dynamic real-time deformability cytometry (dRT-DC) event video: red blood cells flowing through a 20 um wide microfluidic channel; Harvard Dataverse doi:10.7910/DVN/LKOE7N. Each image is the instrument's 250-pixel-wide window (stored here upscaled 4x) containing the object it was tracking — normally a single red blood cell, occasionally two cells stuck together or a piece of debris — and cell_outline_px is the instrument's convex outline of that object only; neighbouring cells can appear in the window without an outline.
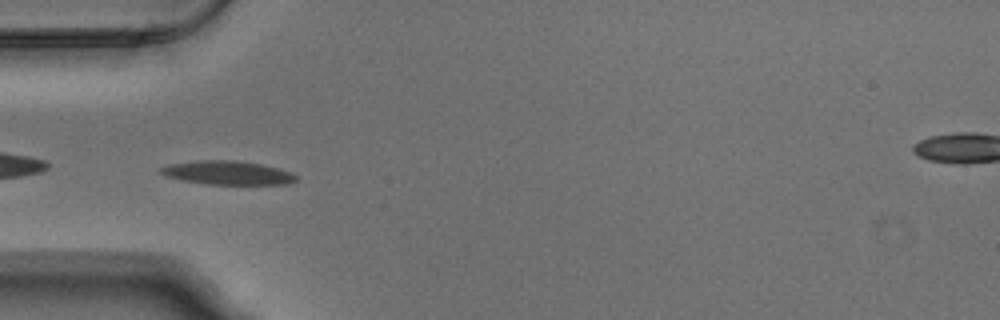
{"species": "Egyptian fruit bat (a non-hibernating species)", "species_latin": "Rousettus aegyptiacus", "temperature_condition": "warm", "stored_images_in_passage": 38, "camera_frame_rate_fps": 3000, "um_per_image_px": 0.085, "animal": {"sex": "male"}, "frame": {"image": 1, "passage_image": 1, "time_ms": 0.0, "image_size_px": [1000, 320], "cell_outline_px": [[296, 180], [288, 184], [208, 184], [184, 180], [164, 176], [160, 172], [160, 168], [168, 164], [196, 160], [236, 160], [260, 164], [276, 168], [288, 172], [296, 176]], "centroid_in_image_um": [19.28, 14.68], "position_along_channel_um": 65.7, "area_um2": 18.5}}
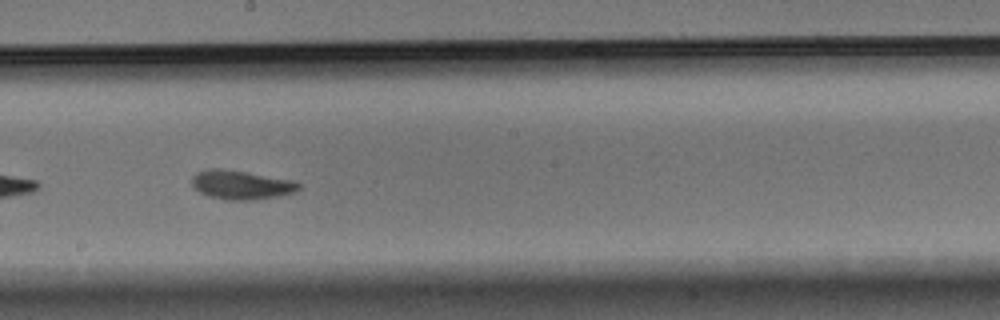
{"frame": {"image": 2, "passage_image": 14, "time_ms": 4.333, "image_size_px": [1000, 320], "cell_outline_px": [[300, 188], [296, 192], [280, 196], [256, 200], [224, 200], [208, 196], [200, 192], [192, 184], [192, 176], [196, 172], [208, 168], [220, 168], [296, 180], [300, 184]], "centroid_in_image_um": [20.53, 15.71], "position_along_channel_um": 227.7, "area_um2": 18.32}}
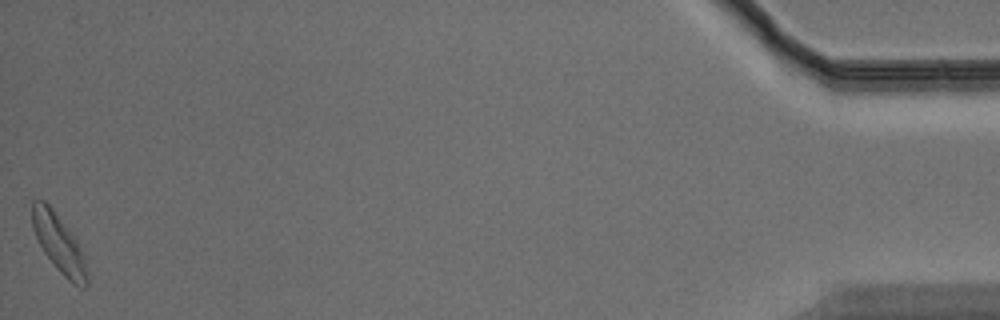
{"frame": {"image": 3, "passage_image": 38, "time_ms": 12.333, "image_size_px": [1000, 320], "cell_outline_px": [[88, 284], [84, 288], [68, 280], [60, 272], [44, 252], [32, 228], [32, 200], [44, 200], [52, 208], [72, 236], [80, 248], [84, 260], [88, 280]], "centroid_in_image_um": [4.97, 20.69], "position_along_channel_um": 430.2, "area_um2": 17.8}, "authors_computed_cell_mechanics": {"area_um2": 17.2244, "velocity_mm_per_s": 3.7306, "shape_relaxation_time_tau1_ms": 2.5929, "shape_relaxation_time_tau2_ms": 4.3979, "deformation_change_tau1": 0.1567, "deformation_change_tau2": 0.0988}}